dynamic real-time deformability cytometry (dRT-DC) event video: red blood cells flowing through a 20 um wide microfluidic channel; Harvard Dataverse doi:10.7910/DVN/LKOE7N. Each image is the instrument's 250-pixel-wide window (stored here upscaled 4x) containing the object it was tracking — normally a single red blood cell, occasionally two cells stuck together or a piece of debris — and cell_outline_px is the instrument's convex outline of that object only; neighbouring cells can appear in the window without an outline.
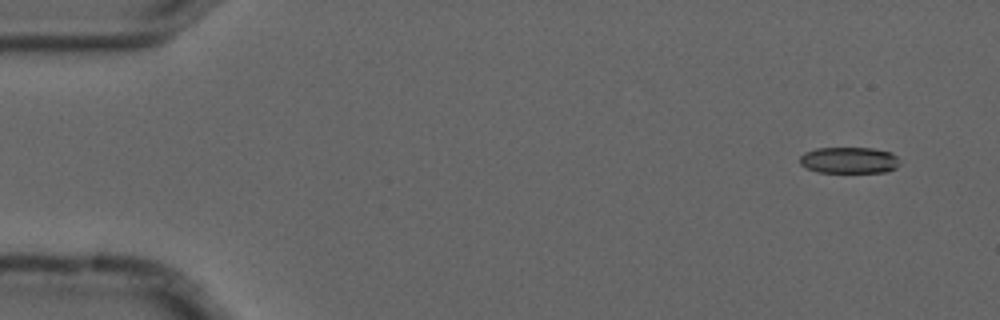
{"species": "common noctule bat (a hibernating species)", "species_latin": "Nyctalus noctula", "temperature_condition": "cold", "stored_images_in_passage": 6, "camera_frame_rate_fps": 3000, "um_per_image_px": 0.085, "animal": {"sex": "male", "forearm_length_mm": 52.5}, "frame": {"image": 1, "passage_image": 6, "time_ms": 1.667, "image_size_px": [1000, 320], "cell_outline_px": [[900, 164], [896, 168], [888, 172], [816, 172], [800, 164], [800, 156], [804, 152], [816, 148], [872, 148], [892, 152], [896, 156]], "centroid_in_image_um": [72.19, 13.62], "position_along_channel_um": 12.8, "area_um2": 15.43}}